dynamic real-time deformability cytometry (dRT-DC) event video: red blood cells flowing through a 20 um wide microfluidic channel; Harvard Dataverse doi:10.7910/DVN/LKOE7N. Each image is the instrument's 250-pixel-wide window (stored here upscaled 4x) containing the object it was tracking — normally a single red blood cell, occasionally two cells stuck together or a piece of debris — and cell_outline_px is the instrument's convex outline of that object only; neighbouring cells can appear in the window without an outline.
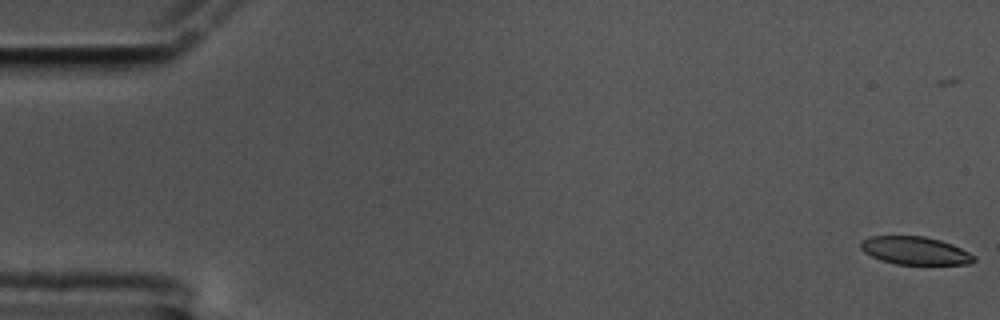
{"species": "common noctule bat (a hibernating species)", "species_latin": "Nyctalus noctula", "temperature_condition": "cold", "stored_images_in_passage": 60, "camera_frame_rate_fps": 3000, "um_per_image_px": 0.085, "animal": {"sex": "male", "body_mass_g": 17.5, "forearm_length_mm": 52.3}, "frame": {"image": 1, "passage_image": 2, "time_ms": 0.333, "image_size_px": [1000, 320], "cell_outline_px": [[976, 260], [972, 264], [896, 264], [880, 260], [864, 252], [860, 248], [860, 240], [868, 236], [924, 236], [940, 240], [952, 244], [976, 256]], "centroid_in_image_um": [77.77, 21.3], "position_along_channel_um": 7.2, "area_um2": 18.55}}
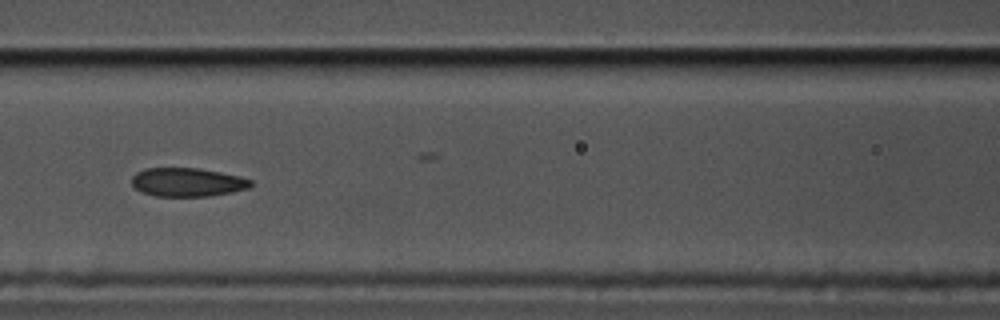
{"frame": {"image": 2, "passage_image": 27, "time_ms": 8.667, "image_size_px": [1000, 320], "cell_outline_px": [[252, 188], [232, 192], [208, 196], [156, 196], [140, 192], [132, 184], [132, 176], [136, 172], [144, 168], [196, 168], [220, 172], [240, 176], [252, 180]], "centroid_in_image_um": [15.94, 15.49], "position_along_channel_um": 150.7, "area_um2": 20.0}}
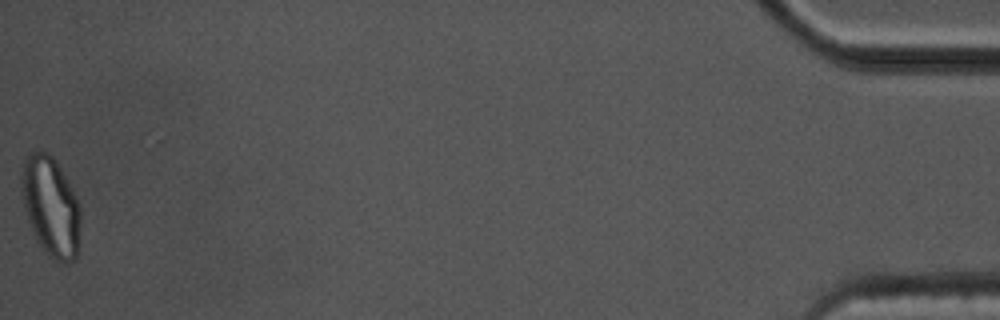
{"frame": {"image": 3, "passage_image": 60, "time_ms": 19.667, "image_size_px": [1000, 320], "cell_outline_px": [[80, 224], [76, 260], [60, 264], [48, 256], [44, 252], [36, 240], [28, 220], [24, 208], [20, 192], [20, 176], [24, 160], [36, 148], [40, 148], [48, 152], [56, 160], [68, 180], [80, 204]], "centroid_in_image_um": [4.3, 17.53], "position_along_channel_um": 430.9, "area_um2": 35.08}, "authors_computed_cell_mechanics": {"area_um2": 20.6924, "velocity_mm_per_s": 3.4405, "shape_relaxation_time_tau1_ms": null, "shape_relaxation_time_tau2_ms": 2.0551, "deformation_change_tau1": null, "deformation_change_tau2": 0.0764}}